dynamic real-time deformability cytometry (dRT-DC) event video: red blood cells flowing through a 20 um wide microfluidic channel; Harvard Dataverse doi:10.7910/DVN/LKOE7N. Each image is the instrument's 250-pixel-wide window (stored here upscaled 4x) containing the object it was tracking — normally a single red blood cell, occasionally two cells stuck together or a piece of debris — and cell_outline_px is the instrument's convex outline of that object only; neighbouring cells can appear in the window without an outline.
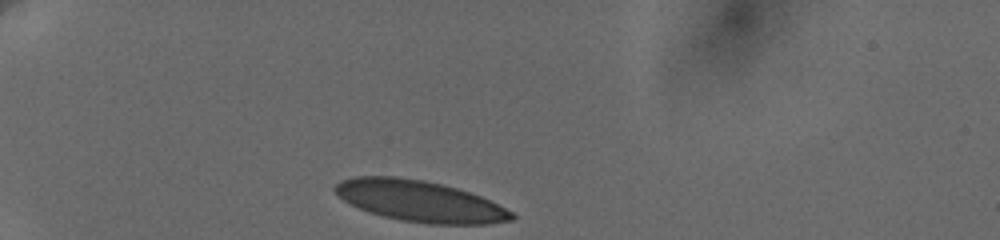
{"species": "human", "species_latin": "Homo sapiens", "temperature_condition": "cold", "stored_images_in_passage": 34, "camera_frame_rate_fps": 3000, "um_per_image_px": 0.085, "donor": {"sex": "female"}, "frame": {"image": 1, "passage_image": 1, "time_ms": 0.0, "image_size_px": [1000, 240], "cell_outline_px": [[516, 216], [512, 220], [488, 224], [428, 224], [400, 220], [380, 216], [368, 212], [344, 200], [332, 188], [340, 180], [356, 176], [396, 176], [424, 180], [456, 188], [480, 196], [512, 212]], "centroid_in_image_um": [35.65, 17.1], "position_along_channel_um": 49.4, "area_um2": 42.14}}
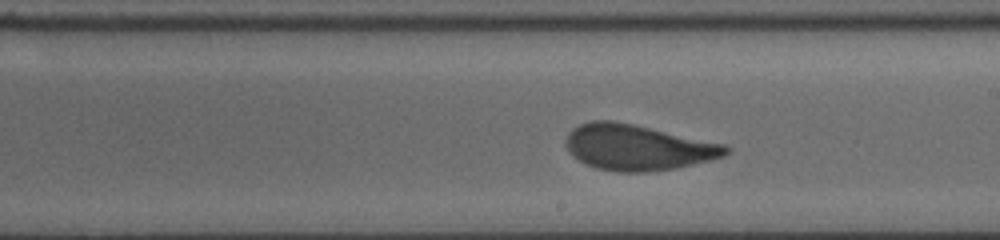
{"frame": {"image": 2, "passage_image": 20, "time_ms": 6.333, "image_size_px": [1000, 240], "cell_outline_px": [[732, 152], [724, 156], [712, 160], [676, 168], [648, 172], [616, 172], [596, 168], [572, 156], [568, 152], [568, 132], [572, 128], [580, 124], [592, 120], [612, 120], [632, 124], [724, 144], [732, 148]], "centroid_in_image_um": [54.23, 12.54], "position_along_channel_um": 234.8, "area_um2": 42.43}}
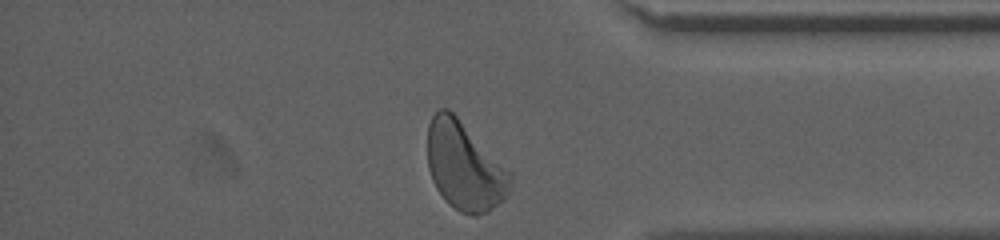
{"frame": {"image": 3, "passage_image": 34, "time_ms": 11.0, "image_size_px": [1000, 240], "cell_outline_px": [[512, 180], [508, 192], [504, 200], [488, 212], [476, 216], [472, 216], [460, 212], [448, 204], [444, 200], [436, 188], [432, 180], [428, 168], [428, 124], [432, 116], [440, 108], [448, 108], [512, 172]], "centroid_in_image_um": [39.49, 14.16], "position_along_channel_um": 395.7, "area_um2": 42.71}, "authors_computed_cell_mechanics": {"area_um2": 42.194, "velocity_mm_per_s": 3.6298, "shape_relaxation_time_tau1_ms": 4.7306, "shape_relaxation_time_tau2_ms": null, "deformation_change_tau1": 0.1501, "deformation_change_tau2": null}}